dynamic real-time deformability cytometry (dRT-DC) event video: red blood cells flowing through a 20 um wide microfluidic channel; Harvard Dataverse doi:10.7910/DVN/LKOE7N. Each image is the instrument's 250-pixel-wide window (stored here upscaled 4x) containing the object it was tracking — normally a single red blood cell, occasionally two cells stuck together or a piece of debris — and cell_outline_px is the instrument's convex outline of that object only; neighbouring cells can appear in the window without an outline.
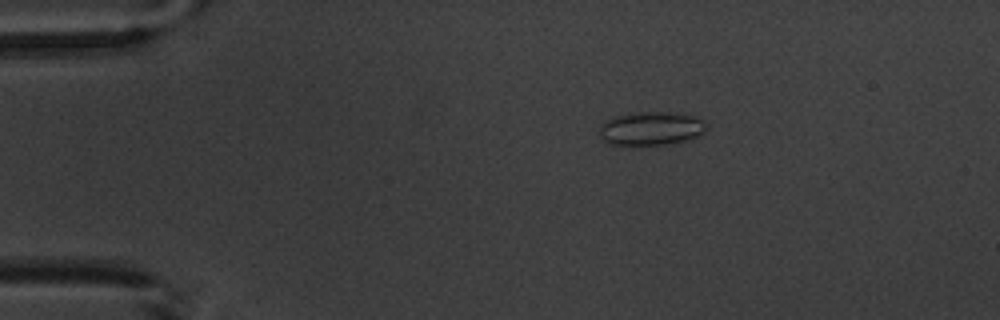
{"species": "common noctule bat (a hibernating species)", "species_latin": "Nyctalus noctula", "temperature_condition": "warm", "stored_images_in_passage": 6, "camera_frame_rate_fps": 3000, "um_per_image_px": 0.085, "animal": {"sex": "male", "body_mass_g": 20.1, "forearm_length_mm": 53.5}, "frame": {"image": 1, "passage_image": 3, "time_ms": 3.333, "image_size_px": [1000, 320], "cell_outline_px": [[708, 128], [704, 132], [696, 136], [684, 140], [668, 144], [608, 144], [600, 136], [600, 124], [604, 120], [612, 116], [640, 112], [668, 112], [696, 116], [704, 120], [708, 124]], "centroid_in_image_um": [55.34, 10.9], "position_along_channel_um": 29.7, "area_um2": 20.92}}
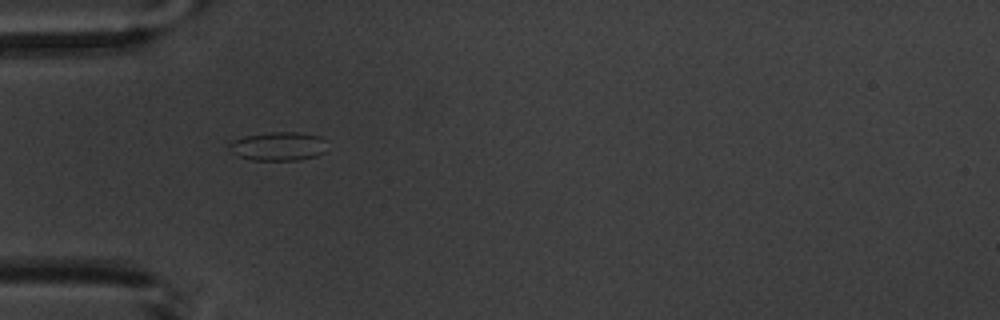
{"frame": {"image": 2, "passage_image": 5, "time_ms": 5.667, "image_size_px": [1000, 320], "cell_outline_px": [[324, 152], [316, 156], [300, 160], [252, 160], [240, 156], [232, 152], [228, 148], [228, 144], [244, 136], [268, 132], [296, 132], [320, 136], [324, 140]], "centroid_in_image_um": [23.65, 12.43], "position_along_channel_um": 61.4, "area_um2": 16.24}}
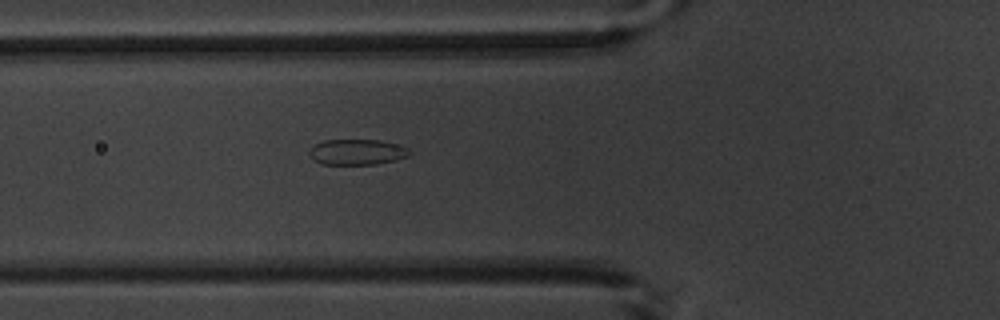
{"frame": {"image": 3, "passage_image": 6, "time_ms": 6.667, "image_size_px": [1000, 320], "cell_outline_px": [[412, 152], [408, 156], [396, 160], [376, 164], [320, 164], [308, 156], [308, 148], [324, 140], [380, 140], [408, 148]], "centroid_in_image_um": [30.3, 12.93], "position_along_channel_um": 95.5, "area_um2": 15.03}}